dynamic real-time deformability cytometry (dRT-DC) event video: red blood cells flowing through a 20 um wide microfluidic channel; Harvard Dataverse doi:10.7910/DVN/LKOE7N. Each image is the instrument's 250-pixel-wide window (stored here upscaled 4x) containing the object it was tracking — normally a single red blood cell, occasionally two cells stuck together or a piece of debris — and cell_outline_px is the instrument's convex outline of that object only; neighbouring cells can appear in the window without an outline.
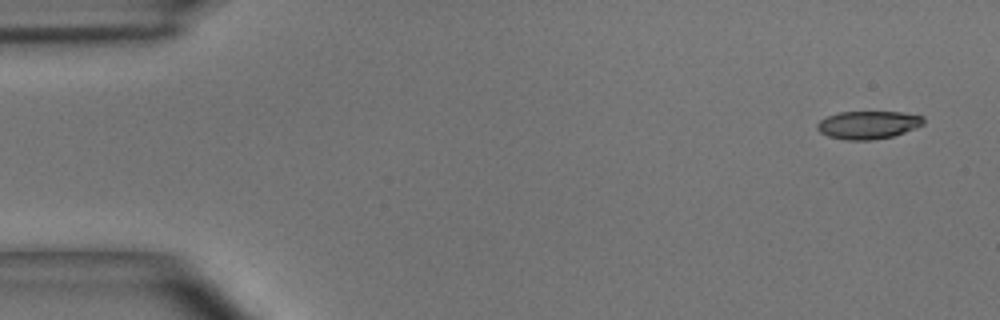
{"species": "common noctule bat (a hibernating species)", "species_latin": "Nyctalus noctula", "temperature_condition": "room temperature", "stored_images_in_passage": 4, "camera_frame_rate_fps": 3000, "um_per_image_px": 0.085, "animal": {"sex": "male", "body_mass_g": 15.6}, "frame": {"image": 1, "passage_image": 1, "time_ms": 0.0, "image_size_px": [1000, 320], "cell_outline_px": [[924, 124], [904, 132], [892, 136], [868, 140], [844, 140], [828, 136], [820, 132], [816, 128], [816, 124], [820, 120], [828, 116], [840, 112], [900, 112], [924, 116]], "centroid_in_image_um": [73.77, 10.61], "position_along_channel_um": 11.2, "area_um2": 17.22}}
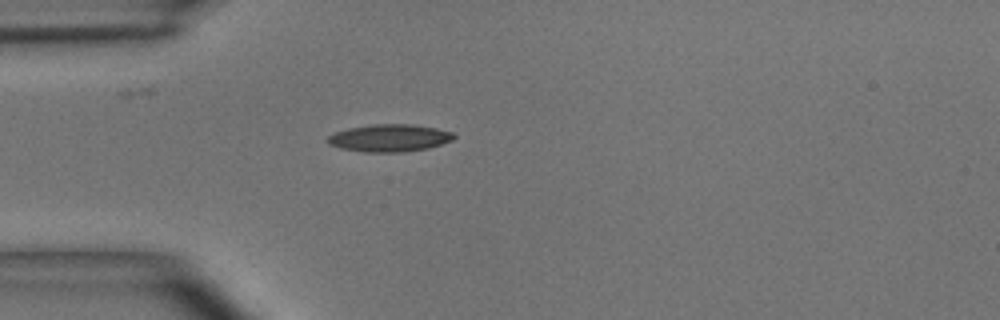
{"frame": {"image": 2, "passage_image": 4, "time_ms": 1.0, "image_size_px": [1000, 320], "cell_outline_px": [[456, 136], [452, 140], [428, 148], [404, 152], [364, 152], [340, 148], [328, 144], [328, 136], [336, 132], [348, 128], [372, 124], [412, 124], [436, 128], [452, 132]], "centroid_in_image_um": [33.1, 11.73], "position_along_channel_um": 51.9, "area_um2": 20.11}}